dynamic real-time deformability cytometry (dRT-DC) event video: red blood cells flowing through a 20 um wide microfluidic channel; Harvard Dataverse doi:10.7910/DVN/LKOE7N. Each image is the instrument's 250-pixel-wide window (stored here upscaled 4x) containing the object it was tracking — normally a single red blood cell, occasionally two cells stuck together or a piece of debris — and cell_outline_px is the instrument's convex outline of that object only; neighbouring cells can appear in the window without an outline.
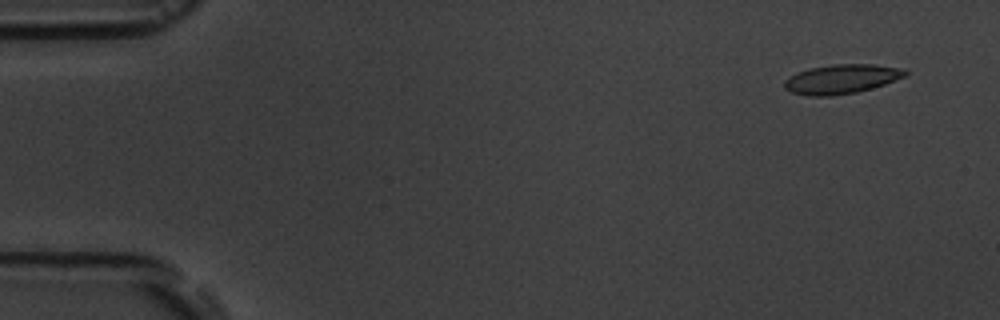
{"species": "common noctule bat (a hibernating species)", "species_latin": "Nyctalus noctula", "temperature_condition": "room temperature", "stored_images_in_passage": 16, "camera_frame_rate_fps": 3000, "um_per_image_px": 0.085, "animal": {"sex": "male", "body_mass_g": 19.5, "forearm_length_mm": 54.6}, "frame": {"image": 1, "passage_image": 1, "time_ms": 0.0, "image_size_px": [1000, 320], "cell_outline_px": [[908, 76], [872, 88], [856, 92], [832, 96], [808, 96], [792, 92], [784, 88], [784, 80], [788, 76], [796, 72], [808, 68], [832, 64], [872, 64], [904, 68], [908, 72]], "centroid_in_image_um": [71.52, 6.71], "position_along_channel_um": 13.5, "area_um2": 20.92}}
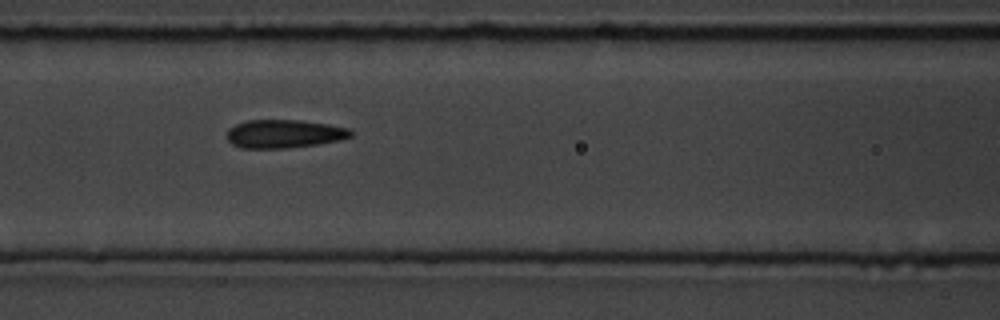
{"frame": {"image": 2, "passage_image": 7, "time_ms": 6.667, "image_size_px": [1000, 320], "cell_outline_px": [[352, 136], [340, 140], [316, 144], [288, 148], [240, 148], [232, 144], [228, 140], [228, 128], [236, 124], [248, 120], [300, 120], [328, 124], [348, 128], [352, 132]], "centroid_in_image_um": [24.14, 11.37], "position_along_channel_um": 142.5, "area_um2": 20.4}}
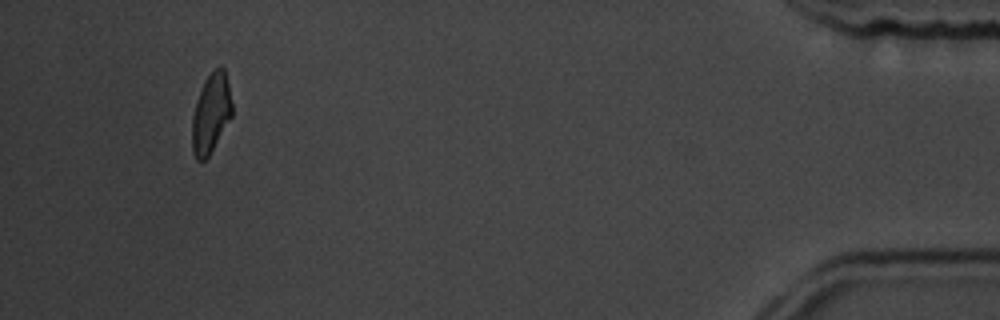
{"frame": {"image": 3, "passage_image": 15, "time_ms": 16.0, "image_size_px": [1000, 320], "cell_outline_px": [[232, 116], [208, 156], [204, 160], [196, 160], [192, 152], [192, 116], [196, 100], [204, 80], [220, 64], [224, 68], [228, 84], [232, 104]], "centroid_in_image_um": [17.92, 9.62], "position_along_channel_um": 417.3, "area_um2": 18.44}, "authors_computed_cell_mechanics": {"area_um2": 20.5479, "velocity_mm_per_s": 3.7152, "shape_relaxation_time_tau1_ms": 4.356, "shape_relaxation_time_tau2_ms": 2.8411, "deformation_change_tau1": 0.1129, "deformation_change_tau2": 0.0617}}